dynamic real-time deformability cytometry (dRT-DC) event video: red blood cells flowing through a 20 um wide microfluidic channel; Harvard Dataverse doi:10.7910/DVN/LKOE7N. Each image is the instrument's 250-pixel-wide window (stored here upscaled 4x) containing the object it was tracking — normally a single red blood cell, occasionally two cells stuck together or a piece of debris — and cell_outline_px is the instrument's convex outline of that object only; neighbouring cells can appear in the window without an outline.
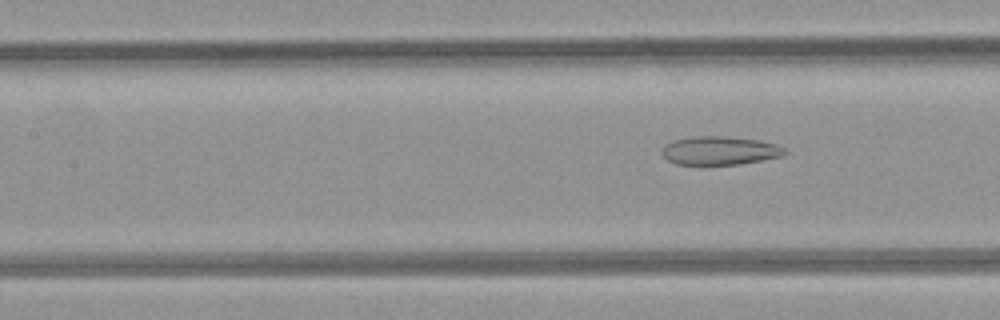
{"species": "common noctule bat (a hibernating species)", "species_latin": "Nyctalus noctula", "temperature_condition": "room temperature", "stored_images_in_passage": 4, "camera_frame_rate_fps": 3000, "um_per_image_px": 0.085, "animal": {"sex": "female", "body_mass_g": 21.9}, "frame": {"image": 1, "passage_image": 4, "time_ms": 3.667, "image_size_px": [1000, 320], "cell_outline_px": [[788, 152], [784, 156], [764, 160], [740, 164], [708, 168], [676, 164], [668, 160], [660, 152], [664, 144], [672, 140], [696, 136], [724, 136], [760, 140], [776, 144], [784, 148]], "centroid_in_image_um": [61.15, 12.85], "position_along_channel_um": 146.3, "area_um2": 21.5}}